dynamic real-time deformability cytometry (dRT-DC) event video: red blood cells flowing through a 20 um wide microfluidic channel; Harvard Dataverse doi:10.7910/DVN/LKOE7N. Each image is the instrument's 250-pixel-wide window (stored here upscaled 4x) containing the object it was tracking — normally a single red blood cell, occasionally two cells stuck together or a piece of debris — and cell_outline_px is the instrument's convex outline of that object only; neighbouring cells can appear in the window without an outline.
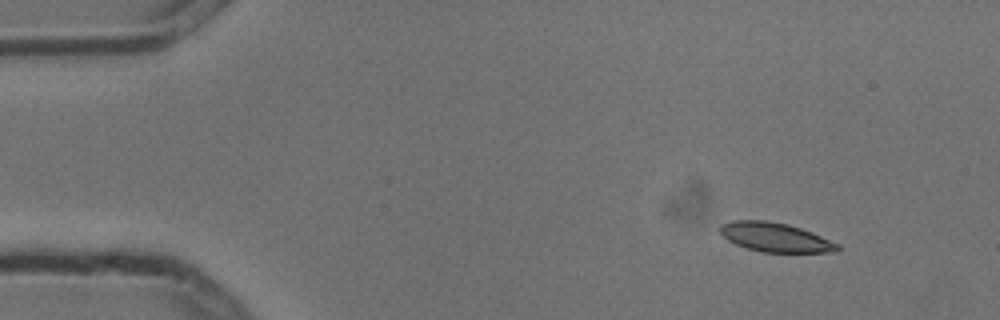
{"species": "common noctule bat (a hibernating species)", "species_latin": "Nyctalus noctula", "temperature_condition": "cold", "stored_images_in_passage": 4, "camera_frame_rate_fps": 3000, "um_per_image_px": 0.085, "animal": {"sex": "male", "body_mass_g": 13.3}, "frame": {"image": 1, "passage_image": 1, "time_ms": 0.0, "image_size_px": [1000, 320], "cell_outline_px": [[840, 248], [836, 252], [760, 252], [736, 244], [728, 240], [720, 232], [720, 224], [732, 220], [768, 220], [788, 224], [812, 232], [840, 244]], "centroid_in_image_um": [65.91, 20.16], "position_along_channel_um": 19.1, "area_um2": 20.0}}
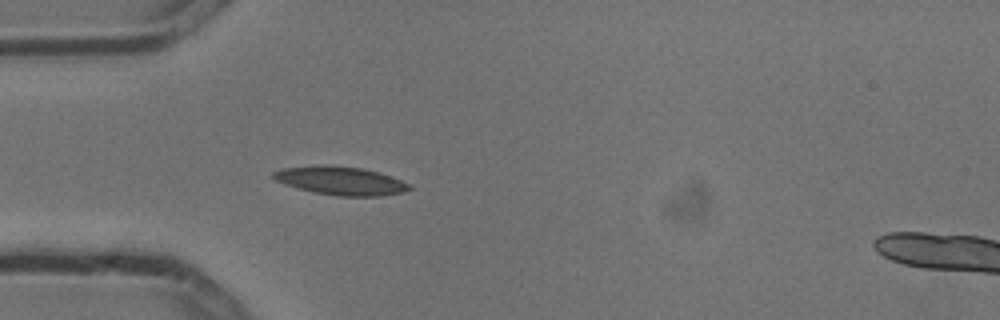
{"frame": {"image": 2, "passage_image": 3, "time_ms": 0.667, "image_size_px": [1000, 320], "cell_outline_px": [[412, 188], [404, 192], [380, 196], [336, 196], [312, 192], [284, 184], [276, 180], [272, 176], [272, 172], [284, 168], [320, 164], [324, 164], [364, 168], [400, 180], [408, 184]], "centroid_in_image_um": [28.91, 15.36], "position_along_channel_um": 56.1, "area_um2": 22.48}}